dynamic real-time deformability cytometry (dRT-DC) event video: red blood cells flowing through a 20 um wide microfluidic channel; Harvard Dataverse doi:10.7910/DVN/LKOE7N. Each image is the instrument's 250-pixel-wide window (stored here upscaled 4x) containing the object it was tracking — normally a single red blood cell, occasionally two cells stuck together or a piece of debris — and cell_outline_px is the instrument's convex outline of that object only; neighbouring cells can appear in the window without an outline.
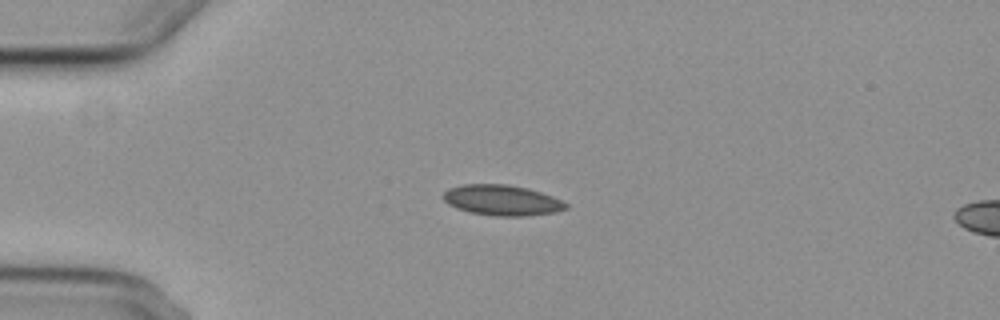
{"species": "common noctule bat (a hibernating species)", "species_latin": "Nyctalus noctula", "temperature_condition": "cold", "stored_images_in_passage": 3, "camera_frame_rate_fps": 3000, "um_per_image_px": 0.085, "animal": {"sex": "female", "body_mass_g": 29.2, "forearm_length_mm": 56.3}, "frame": {"image": 1, "passage_image": 1, "time_ms": 0.0, "image_size_px": [1000, 320], "cell_outline_px": [[568, 208], [556, 212], [528, 216], [496, 216], [468, 212], [456, 208], [448, 204], [440, 196], [448, 188], [464, 184], [508, 184], [528, 188], [552, 196], [568, 204]], "centroid_in_image_um": [42.64, 17.02], "position_along_channel_um": 42.4, "area_um2": 22.02}}